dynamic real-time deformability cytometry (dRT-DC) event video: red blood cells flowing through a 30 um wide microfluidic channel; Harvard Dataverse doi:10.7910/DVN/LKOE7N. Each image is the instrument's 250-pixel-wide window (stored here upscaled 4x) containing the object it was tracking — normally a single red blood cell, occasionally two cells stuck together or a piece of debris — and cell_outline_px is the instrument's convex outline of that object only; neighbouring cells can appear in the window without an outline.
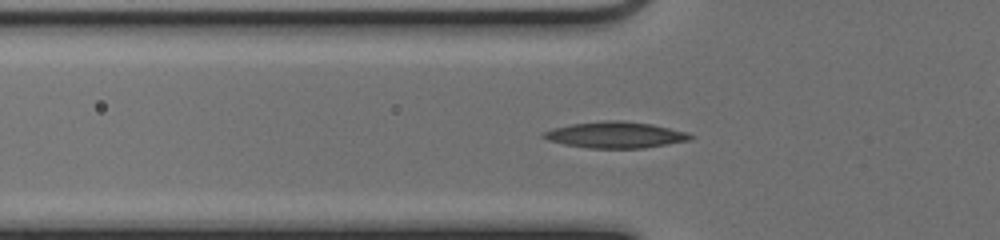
{"species": "common noctule bat (a hibernating species)", "species_latin": "Nyctalus noctula", "temperature_condition": "cold", "stored_images_in_passage": 46, "camera_frame_rate_fps": 3000, "um_per_image_px": 0.085, "animal": {"sex": "female", "body_mass_g": 17.0, "forearm_length_mm": 48.0}, "frame": {"image": 1, "passage_image": 17, "time_ms": 5.333, "image_size_px": [1000, 240], "cell_outline_px": [[696, 136], [692, 140], [644, 148], [588, 148], [564, 144], [548, 140], [540, 136], [540, 132], [552, 128], [572, 124], [604, 120], [620, 120], [652, 124], [688, 132]], "centroid_in_image_um": [52.32, 11.46], "position_along_channel_um": 73.5, "area_um2": 22.72}}
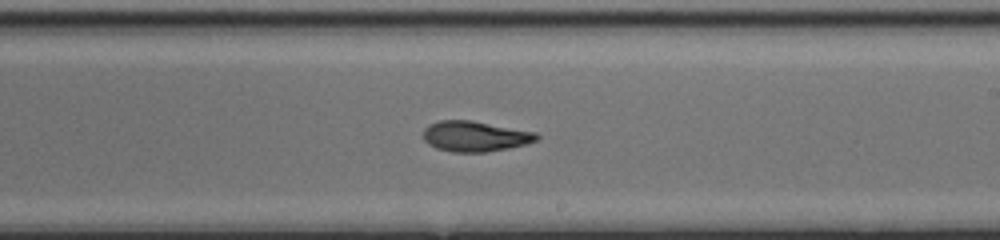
{"frame": {"image": 2, "passage_image": 30, "time_ms": 9.667, "image_size_px": [1000, 240], "cell_outline_px": [[540, 136], [536, 140], [524, 144], [508, 148], [484, 152], [452, 152], [436, 148], [428, 144], [424, 140], [424, 128], [428, 124], [440, 120], [472, 120], [536, 132]], "centroid_in_image_um": [40.35, 11.57], "position_along_channel_um": 248.7, "area_um2": 20.11}}
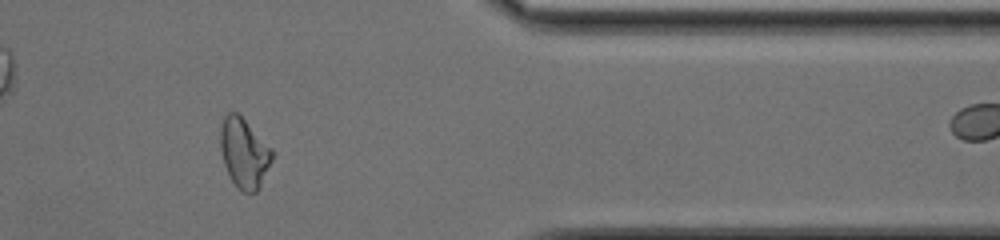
{"frame": {"image": 3, "passage_image": 42, "time_ms": 13.667, "image_size_px": [1000, 240], "cell_outline_px": [[272, 160], [256, 192], [240, 192], [236, 188], [224, 164], [220, 148], [220, 128], [224, 116], [228, 112], [236, 112], [272, 148]], "centroid_in_image_um": [20.72, 13.01], "position_along_channel_um": 390.7, "area_um2": 20.69}}